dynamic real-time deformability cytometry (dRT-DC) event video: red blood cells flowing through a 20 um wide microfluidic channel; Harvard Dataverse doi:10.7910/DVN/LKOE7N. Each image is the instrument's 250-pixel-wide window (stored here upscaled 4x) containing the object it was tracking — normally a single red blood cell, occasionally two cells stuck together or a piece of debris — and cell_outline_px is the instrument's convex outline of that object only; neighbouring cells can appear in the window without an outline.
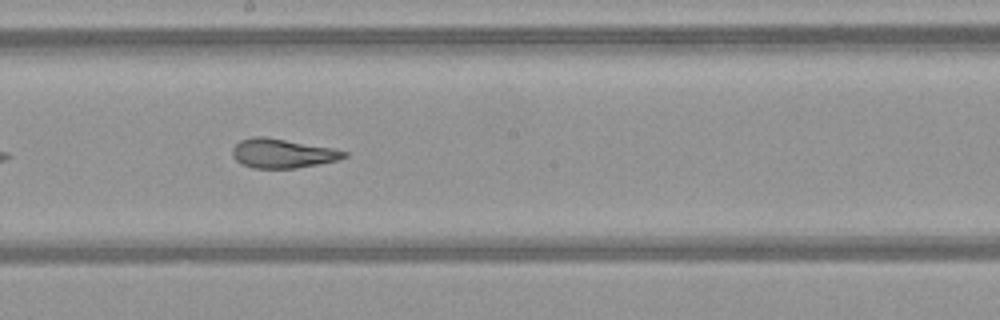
{"species": "common noctule bat (a hibernating species)", "species_latin": "Nyctalus noctula", "temperature_condition": "warm", "stored_images_in_passage": 34, "camera_frame_rate_fps": 3000, "um_per_image_px": 0.085, "animal": {"sex": "female", "body_mass_g": 21.9}, "frame": {"image": 1, "passage_image": 15, "time_ms": 4.667, "image_size_px": [1000, 320], "cell_outline_px": [[348, 156], [336, 160], [296, 168], [252, 168], [240, 164], [232, 156], [232, 148], [240, 140], [252, 136], [264, 136], [332, 148], [348, 152]], "centroid_in_image_um": [23.95, 13.03], "position_along_channel_um": 224.2, "area_um2": 18.96}, "authors_computed_cell_mechanics": {"area_um2": 20.0855, "velocity_mm_per_s": 4.0929, "shape_relaxation_time_tau1_ms": 5.0749, "shape_relaxation_time_tau2_ms": 1.0985, "deformation_change_tau1": 0.1888, "deformation_change_tau2": 0.1005}}